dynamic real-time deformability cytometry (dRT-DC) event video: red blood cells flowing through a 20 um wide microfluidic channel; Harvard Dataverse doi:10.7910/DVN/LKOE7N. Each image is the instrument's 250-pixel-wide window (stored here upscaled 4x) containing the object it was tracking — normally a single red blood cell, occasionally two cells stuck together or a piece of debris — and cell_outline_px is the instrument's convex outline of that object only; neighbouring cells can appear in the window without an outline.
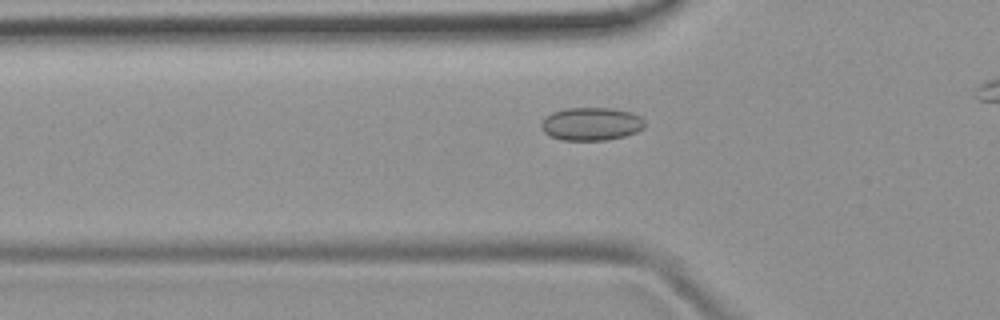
{"species": "common noctule bat (a hibernating species)", "species_latin": "Nyctalus noctula", "temperature_condition": "room temperature", "stored_images_in_passage": 40, "camera_frame_rate_fps": 3000, "um_per_image_px": 0.085, "animal": {"sex": "female", "body_mass_g": 19.9}, "frame": {"image": 1, "passage_image": 12, "time_ms": 3.667, "image_size_px": [1000, 320], "cell_outline_px": [[644, 128], [636, 132], [624, 136], [604, 140], [560, 140], [544, 132], [540, 128], [540, 124], [552, 112], [564, 108], [612, 108], [632, 112], [640, 116], [644, 120]], "centroid_in_image_um": [50.26, 10.53], "position_along_channel_um": 75.5, "area_um2": 19.94}}
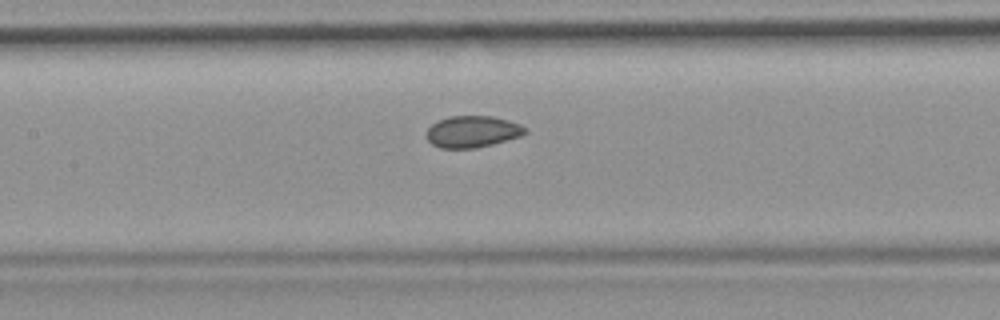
{"frame": {"image": 2, "passage_image": 19, "time_ms": 6.0, "image_size_px": [1000, 320], "cell_outline_px": [[528, 132], [520, 136], [492, 144], [476, 148], [440, 148], [432, 144], [428, 140], [428, 128], [432, 124], [448, 116], [492, 116], [508, 120], [520, 124], [528, 128]], "centroid_in_image_um": [40.19, 11.18], "position_along_channel_um": 167.2, "area_um2": 18.09}}
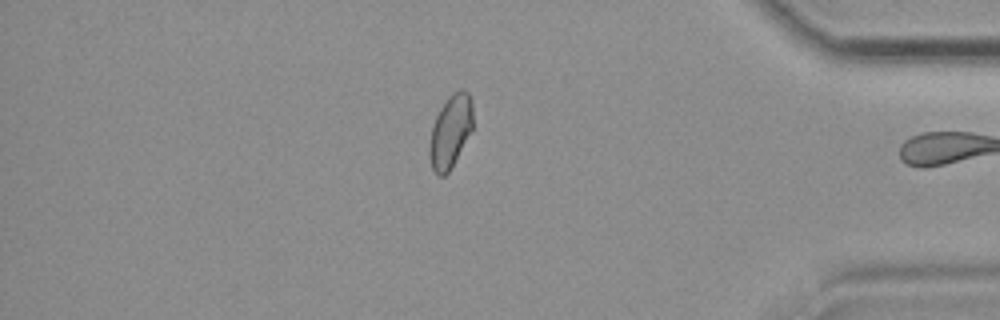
{"frame": {"image": 3, "passage_image": 39, "time_ms": 12.667, "image_size_px": [1000, 320], "cell_outline_px": [[472, 132], [448, 172], [444, 176], [436, 176], [432, 168], [428, 156], [428, 144], [432, 124], [440, 108], [448, 96], [452, 92], [460, 88], [464, 88], [468, 92], [472, 100]], "centroid_in_image_um": [38.27, 11.15], "position_along_channel_um": 396.9, "area_um2": 18.9}, "authors_computed_cell_mechanics": {"area_um2": 18.4671, "velocity_mm_per_s": 3.9137, "shape_relaxation_time_tau1_ms": null, "shape_relaxation_time_tau2_ms": 1.5695, "deformation_change_tau1": null, "deformation_change_tau2": 0.0521}}